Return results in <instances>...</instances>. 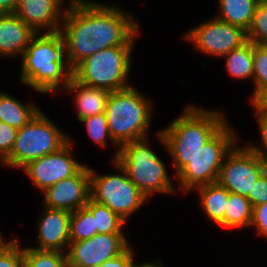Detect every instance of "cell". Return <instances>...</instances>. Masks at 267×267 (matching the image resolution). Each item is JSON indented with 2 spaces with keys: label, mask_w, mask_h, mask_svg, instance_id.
I'll return each mask as SVG.
<instances>
[{
  "label": "cell",
  "mask_w": 267,
  "mask_h": 267,
  "mask_svg": "<svg viewBox=\"0 0 267 267\" xmlns=\"http://www.w3.org/2000/svg\"><path fill=\"white\" fill-rule=\"evenodd\" d=\"M61 25L67 60L72 70L98 51L134 45L139 24L116 5L70 0ZM68 8V9H67Z\"/></svg>",
  "instance_id": "1"
},
{
  "label": "cell",
  "mask_w": 267,
  "mask_h": 267,
  "mask_svg": "<svg viewBox=\"0 0 267 267\" xmlns=\"http://www.w3.org/2000/svg\"><path fill=\"white\" fill-rule=\"evenodd\" d=\"M37 32L21 59V82L36 92L48 94L65 89L73 70L67 60L65 39L58 32Z\"/></svg>",
  "instance_id": "2"
},
{
  "label": "cell",
  "mask_w": 267,
  "mask_h": 267,
  "mask_svg": "<svg viewBox=\"0 0 267 267\" xmlns=\"http://www.w3.org/2000/svg\"><path fill=\"white\" fill-rule=\"evenodd\" d=\"M225 118L220 111L189 105L167 127L157 132L158 139L173 158L176 174L227 123Z\"/></svg>",
  "instance_id": "3"
},
{
  "label": "cell",
  "mask_w": 267,
  "mask_h": 267,
  "mask_svg": "<svg viewBox=\"0 0 267 267\" xmlns=\"http://www.w3.org/2000/svg\"><path fill=\"white\" fill-rule=\"evenodd\" d=\"M152 102L133 86L110 92L105 115L112 140L123 144L147 138Z\"/></svg>",
  "instance_id": "4"
},
{
  "label": "cell",
  "mask_w": 267,
  "mask_h": 267,
  "mask_svg": "<svg viewBox=\"0 0 267 267\" xmlns=\"http://www.w3.org/2000/svg\"><path fill=\"white\" fill-rule=\"evenodd\" d=\"M148 143L147 137L123 144L115 161L148 199L154 193H175L164 162Z\"/></svg>",
  "instance_id": "5"
},
{
  "label": "cell",
  "mask_w": 267,
  "mask_h": 267,
  "mask_svg": "<svg viewBox=\"0 0 267 267\" xmlns=\"http://www.w3.org/2000/svg\"><path fill=\"white\" fill-rule=\"evenodd\" d=\"M133 45L110 47L87 57L74 69L72 77L93 88L119 91L130 87L127 78L131 69Z\"/></svg>",
  "instance_id": "6"
},
{
  "label": "cell",
  "mask_w": 267,
  "mask_h": 267,
  "mask_svg": "<svg viewBox=\"0 0 267 267\" xmlns=\"http://www.w3.org/2000/svg\"><path fill=\"white\" fill-rule=\"evenodd\" d=\"M71 139L40 110L17 132L11 153L2 161L8 167L22 169L31 161L55 153Z\"/></svg>",
  "instance_id": "7"
},
{
  "label": "cell",
  "mask_w": 267,
  "mask_h": 267,
  "mask_svg": "<svg viewBox=\"0 0 267 267\" xmlns=\"http://www.w3.org/2000/svg\"><path fill=\"white\" fill-rule=\"evenodd\" d=\"M227 122L177 174L179 186L188 193L201 185L215 183L225 156L236 145L237 134Z\"/></svg>",
  "instance_id": "8"
},
{
  "label": "cell",
  "mask_w": 267,
  "mask_h": 267,
  "mask_svg": "<svg viewBox=\"0 0 267 267\" xmlns=\"http://www.w3.org/2000/svg\"><path fill=\"white\" fill-rule=\"evenodd\" d=\"M119 174L99 175L90 168L91 199L106 205L124 221L148 199L128 178L126 171L112 161Z\"/></svg>",
  "instance_id": "9"
},
{
  "label": "cell",
  "mask_w": 267,
  "mask_h": 267,
  "mask_svg": "<svg viewBox=\"0 0 267 267\" xmlns=\"http://www.w3.org/2000/svg\"><path fill=\"white\" fill-rule=\"evenodd\" d=\"M266 169L263 160L246 145H235L223 160L217 182L230 193L248 197Z\"/></svg>",
  "instance_id": "10"
},
{
  "label": "cell",
  "mask_w": 267,
  "mask_h": 267,
  "mask_svg": "<svg viewBox=\"0 0 267 267\" xmlns=\"http://www.w3.org/2000/svg\"><path fill=\"white\" fill-rule=\"evenodd\" d=\"M184 38L200 52L216 57H223L248 42L246 30L214 17L191 29Z\"/></svg>",
  "instance_id": "11"
},
{
  "label": "cell",
  "mask_w": 267,
  "mask_h": 267,
  "mask_svg": "<svg viewBox=\"0 0 267 267\" xmlns=\"http://www.w3.org/2000/svg\"><path fill=\"white\" fill-rule=\"evenodd\" d=\"M130 243L124 234H95L83 241H70L66 259L68 267H98L122 254Z\"/></svg>",
  "instance_id": "12"
},
{
  "label": "cell",
  "mask_w": 267,
  "mask_h": 267,
  "mask_svg": "<svg viewBox=\"0 0 267 267\" xmlns=\"http://www.w3.org/2000/svg\"><path fill=\"white\" fill-rule=\"evenodd\" d=\"M72 141L59 151L31 161L21 170L42 192L60 180L75 175L84 165L72 156Z\"/></svg>",
  "instance_id": "13"
},
{
  "label": "cell",
  "mask_w": 267,
  "mask_h": 267,
  "mask_svg": "<svg viewBox=\"0 0 267 267\" xmlns=\"http://www.w3.org/2000/svg\"><path fill=\"white\" fill-rule=\"evenodd\" d=\"M43 193L44 207L69 212L85 207L91 198L90 167L84 165L75 175L60 180Z\"/></svg>",
  "instance_id": "14"
},
{
  "label": "cell",
  "mask_w": 267,
  "mask_h": 267,
  "mask_svg": "<svg viewBox=\"0 0 267 267\" xmlns=\"http://www.w3.org/2000/svg\"><path fill=\"white\" fill-rule=\"evenodd\" d=\"M63 3V0H19L14 13L36 32L40 29L58 32L66 11L62 9Z\"/></svg>",
  "instance_id": "15"
},
{
  "label": "cell",
  "mask_w": 267,
  "mask_h": 267,
  "mask_svg": "<svg viewBox=\"0 0 267 267\" xmlns=\"http://www.w3.org/2000/svg\"><path fill=\"white\" fill-rule=\"evenodd\" d=\"M43 214L38 220V245L32 247L37 250L63 252L70 243V215L71 212L61 209L44 207Z\"/></svg>",
  "instance_id": "16"
},
{
  "label": "cell",
  "mask_w": 267,
  "mask_h": 267,
  "mask_svg": "<svg viewBox=\"0 0 267 267\" xmlns=\"http://www.w3.org/2000/svg\"><path fill=\"white\" fill-rule=\"evenodd\" d=\"M37 32L15 13L0 14V56H23Z\"/></svg>",
  "instance_id": "17"
},
{
  "label": "cell",
  "mask_w": 267,
  "mask_h": 267,
  "mask_svg": "<svg viewBox=\"0 0 267 267\" xmlns=\"http://www.w3.org/2000/svg\"><path fill=\"white\" fill-rule=\"evenodd\" d=\"M65 90L75 91V98L73 100L78 111V121L88 116L105 113L107 100L110 95L108 90L85 86L77 82L73 77Z\"/></svg>",
  "instance_id": "18"
},
{
  "label": "cell",
  "mask_w": 267,
  "mask_h": 267,
  "mask_svg": "<svg viewBox=\"0 0 267 267\" xmlns=\"http://www.w3.org/2000/svg\"><path fill=\"white\" fill-rule=\"evenodd\" d=\"M200 196V203L207 217L221 227H225V210L229 191L218 182L195 188Z\"/></svg>",
  "instance_id": "19"
},
{
  "label": "cell",
  "mask_w": 267,
  "mask_h": 267,
  "mask_svg": "<svg viewBox=\"0 0 267 267\" xmlns=\"http://www.w3.org/2000/svg\"><path fill=\"white\" fill-rule=\"evenodd\" d=\"M39 111L33 103L25 105L8 93L0 92V121L17 130L32 120Z\"/></svg>",
  "instance_id": "20"
},
{
  "label": "cell",
  "mask_w": 267,
  "mask_h": 267,
  "mask_svg": "<svg viewBox=\"0 0 267 267\" xmlns=\"http://www.w3.org/2000/svg\"><path fill=\"white\" fill-rule=\"evenodd\" d=\"M218 3L221 14L217 19L248 31L253 21L256 0H218Z\"/></svg>",
  "instance_id": "21"
},
{
  "label": "cell",
  "mask_w": 267,
  "mask_h": 267,
  "mask_svg": "<svg viewBox=\"0 0 267 267\" xmlns=\"http://www.w3.org/2000/svg\"><path fill=\"white\" fill-rule=\"evenodd\" d=\"M253 208L247 197L230 193L225 210V228L242 229L252 222Z\"/></svg>",
  "instance_id": "22"
},
{
  "label": "cell",
  "mask_w": 267,
  "mask_h": 267,
  "mask_svg": "<svg viewBox=\"0 0 267 267\" xmlns=\"http://www.w3.org/2000/svg\"><path fill=\"white\" fill-rule=\"evenodd\" d=\"M85 208L93 215L97 234H123L126 223L120 216L106 205L89 199Z\"/></svg>",
  "instance_id": "23"
},
{
  "label": "cell",
  "mask_w": 267,
  "mask_h": 267,
  "mask_svg": "<svg viewBox=\"0 0 267 267\" xmlns=\"http://www.w3.org/2000/svg\"><path fill=\"white\" fill-rule=\"evenodd\" d=\"M223 57L226 58L227 71L234 79H253V42L248 41Z\"/></svg>",
  "instance_id": "24"
},
{
  "label": "cell",
  "mask_w": 267,
  "mask_h": 267,
  "mask_svg": "<svg viewBox=\"0 0 267 267\" xmlns=\"http://www.w3.org/2000/svg\"><path fill=\"white\" fill-rule=\"evenodd\" d=\"M254 94L250 102H257L267 92V46L253 43Z\"/></svg>",
  "instance_id": "25"
},
{
  "label": "cell",
  "mask_w": 267,
  "mask_h": 267,
  "mask_svg": "<svg viewBox=\"0 0 267 267\" xmlns=\"http://www.w3.org/2000/svg\"><path fill=\"white\" fill-rule=\"evenodd\" d=\"M25 267H68L66 254L60 251L23 248Z\"/></svg>",
  "instance_id": "26"
},
{
  "label": "cell",
  "mask_w": 267,
  "mask_h": 267,
  "mask_svg": "<svg viewBox=\"0 0 267 267\" xmlns=\"http://www.w3.org/2000/svg\"><path fill=\"white\" fill-rule=\"evenodd\" d=\"M97 234L93 215L85 208L71 212L70 241H83Z\"/></svg>",
  "instance_id": "27"
},
{
  "label": "cell",
  "mask_w": 267,
  "mask_h": 267,
  "mask_svg": "<svg viewBox=\"0 0 267 267\" xmlns=\"http://www.w3.org/2000/svg\"><path fill=\"white\" fill-rule=\"evenodd\" d=\"M80 122L85 123L89 137H91L93 141L97 142V145L99 144L103 147H106V144H108L107 142L111 141L112 146L114 145L117 147V151L115 152L116 154L113 156V160H115L120 147L112 140L110 136L105 113L88 116L84 119H81ZM108 139L109 141H107Z\"/></svg>",
  "instance_id": "28"
},
{
  "label": "cell",
  "mask_w": 267,
  "mask_h": 267,
  "mask_svg": "<svg viewBox=\"0 0 267 267\" xmlns=\"http://www.w3.org/2000/svg\"><path fill=\"white\" fill-rule=\"evenodd\" d=\"M248 41L267 46V4H257L252 24L247 31Z\"/></svg>",
  "instance_id": "29"
},
{
  "label": "cell",
  "mask_w": 267,
  "mask_h": 267,
  "mask_svg": "<svg viewBox=\"0 0 267 267\" xmlns=\"http://www.w3.org/2000/svg\"><path fill=\"white\" fill-rule=\"evenodd\" d=\"M18 239H10L0 249V267H25L23 247Z\"/></svg>",
  "instance_id": "30"
},
{
  "label": "cell",
  "mask_w": 267,
  "mask_h": 267,
  "mask_svg": "<svg viewBox=\"0 0 267 267\" xmlns=\"http://www.w3.org/2000/svg\"><path fill=\"white\" fill-rule=\"evenodd\" d=\"M257 114V123L259 133L261 135L262 147L255 145H246L251 151L256 153L267 166V110L264 109L258 102H251Z\"/></svg>",
  "instance_id": "31"
},
{
  "label": "cell",
  "mask_w": 267,
  "mask_h": 267,
  "mask_svg": "<svg viewBox=\"0 0 267 267\" xmlns=\"http://www.w3.org/2000/svg\"><path fill=\"white\" fill-rule=\"evenodd\" d=\"M17 132V129L0 121V162L11 153Z\"/></svg>",
  "instance_id": "32"
},
{
  "label": "cell",
  "mask_w": 267,
  "mask_h": 267,
  "mask_svg": "<svg viewBox=\"0 0 267 267\" xmlns=\"http://www.w3.org/2000/svg\"><path fill=\"white\" fill-rule=\"evenodd\" d=\"M247 198L249 199L252 208L267 203V169L256 180L253 190L250 191Z\"/></svg>",
  "instance_id": "33"
},
{
  "label": "cell",
  "mask_w": 267,
  "mask_h": 267,
  "mask_svg": "<svg viewBox=\"0 0 267 267\" xmlns=\"http://www.w3.org/2000/svg\"><path fill=\"white\" fill-rule=\"evenodd\" d=\"M250 227H256L258 234L267 239V203L253 207Z\"/></svg>",
  "instance_id": "34"
},
{
  "label": "cell",
  "mask_w": 267,
  "mask_h": 267,
  "mask_svg": "<svg viewBox=\"0 0 267 267\" xmlns=\"http://www.w3.org/2000/svg\"><path fill=\"white\" fill-rule=\"evenodd\" d=\"M132 251L133 248L129 246L122 254L106 260L98 267H131L134 263Z\"/></svg>",
  "instance_id": "35"
},
{
  "label": "cell",
  "mask_w": 267,
  "mask_h": 267,
  "mask_svg": "<svg viewBox=\"0 0 267 267\" xmlns=\"http://www.w3.org/2000/svg\"><path fill=\"white\" fill-rule=\"evenodd\" d=\"M19 0H0V14L14 13Z\"/></svg>",
  "instance_id": "36"
},
{
  "label": "cell",
  "mask_w": 267,
  "mask_h": 267,
  "mask_svg": "<svg viewBox=\"0 0 267 267\" xmlns=\"http://www.w3.org/2000/svg\"><path fill=\"white\" fill-rule=\"evenodd\" d=\"M162 265L163 264H161V261H160V259L159 260H157L156 262H151V261H149V262H145V263H133L132 265H131V267H162Z\"/></svg>",
  "instance_id": "37"
},
{
  "label": "cell",
  "mask_w": 267,
  "mask_h": 267,
  "mask_svg": "<svg viewBox=\"0 0 267 267\" xmlns=\"http://www.w3.org/2000/svg\"><path fill=\"white\" fill-rule=\"evenodd\" d=\"M257 102L267 110V92Z\"/></svg>",
  "instance_id": "38"
},
{
  "label": "cell",
  "mask_w": 267,
  "mask_h": 267,
  "mask_svg": "<svg viewBox=\"0 0 267 267\" xmlns=\"http://www.w3.org/2000/svg\"><path fill=\"white\" fill-rule=\"evenodd\" d=\"M7 243H8V241L5 242V241L3 240V237H2V235H1V233H0V249H1L2 247H4Z\"/></svg>",
  "instance_id": "39"
},
{
  "label": "cell",
  "mask_w": 267,
  "mask_h": 267,
  "mask_svg": "<svg viewBox=\"0 0 267 267\" xmlns=\"http://www.w3.org/2000/svg\"><path fill=\"white\" fill-rule=\"evenodd\" d=\"M257 4H267V0H256Z\"/></svg>",
  "instance_id": "40"
}]
</instances>
